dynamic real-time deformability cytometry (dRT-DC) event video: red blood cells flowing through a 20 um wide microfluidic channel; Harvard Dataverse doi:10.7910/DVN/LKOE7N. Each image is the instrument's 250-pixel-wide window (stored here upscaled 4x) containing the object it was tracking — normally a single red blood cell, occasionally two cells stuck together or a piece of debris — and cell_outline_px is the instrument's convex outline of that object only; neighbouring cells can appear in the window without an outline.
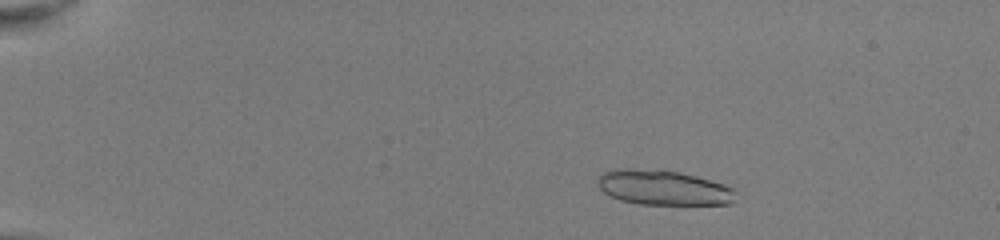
{"species": "common noctule bat (a hibernating species)", "species_latin": "Nyctalus noctula", "temperature_condition": "room temperature", "stored_images_in_passage": 45, "camera_frame_rate_fps": 3000, "um_per_image_px": 0.085, "animal": {"sex": "female", "body_mass_g": 22.0, "forearm_length_mm": 56.7}, "frame": {"image": 1, "passage_image": 3, "time_ms": 0.667, "image_size_px": [1000, 240], "cell_outline_px": [[736, 200], [732, 204], [636, 204], [620, 200], [604, 192], [596, 184], [596, 180], [604, 172], [616, 168], [660, 168], [680, 172], [696, 176], [724, 184], [732, 188], [736, 192]], "centroid_in_image_um": [56.38, 15.93], "position_along_channel_um": 28.6, "area_um2": 28.55}}
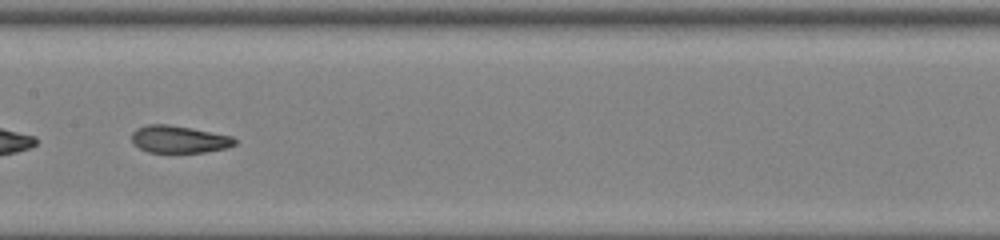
{"frame": {"image": 2, "passage_image": 23, "time_ms": 7.333, "image_size_px": [1000, 240], "cell_outline_px": [[236, 144], [228, 148], [204, 152], [148, 152], [132, 144], [132, 132], [136, 128], [148, 124], [168, 124], [232, 136], [236, 140]], "centroid_in_image_um": [15.2, 11.84], "position_along_channel_um": 192.2, "area_um2": 16.36}}
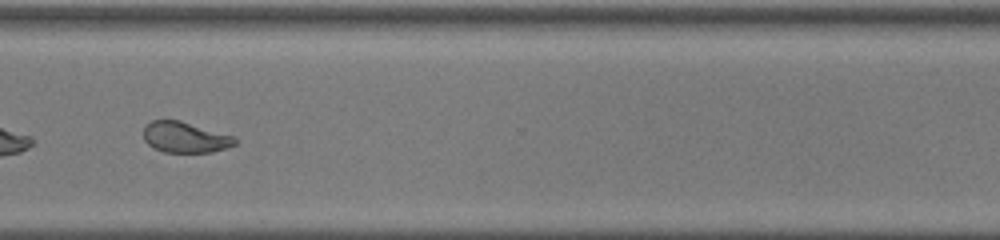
{"frame": {"image": 3, "passage_image": 35, "time_ms": 11.333, "image_size_px": [1000, 240], "cell_outline_px": [[236, 144], [212, 152], [164, 152], [152, 148], [144, 140], [144, 128], [152, 120], [180, 120], [236, 136]], "centroid_in_image_um": [15.74, 11.67], "position_along_channel_um": 354.9, "area_um2": 16.47}, "authors_computed_cell_mechanics": {"area_um2": 18.1492, "velocity_mm_per_s": 4.0614, "shape_relaxation_time_tau1_ms": null, "shape_relaxation_time_tau2_ms": 1.4404, "deformation_change_tau1": null, "deformation_change_tau2": 0.0825}}